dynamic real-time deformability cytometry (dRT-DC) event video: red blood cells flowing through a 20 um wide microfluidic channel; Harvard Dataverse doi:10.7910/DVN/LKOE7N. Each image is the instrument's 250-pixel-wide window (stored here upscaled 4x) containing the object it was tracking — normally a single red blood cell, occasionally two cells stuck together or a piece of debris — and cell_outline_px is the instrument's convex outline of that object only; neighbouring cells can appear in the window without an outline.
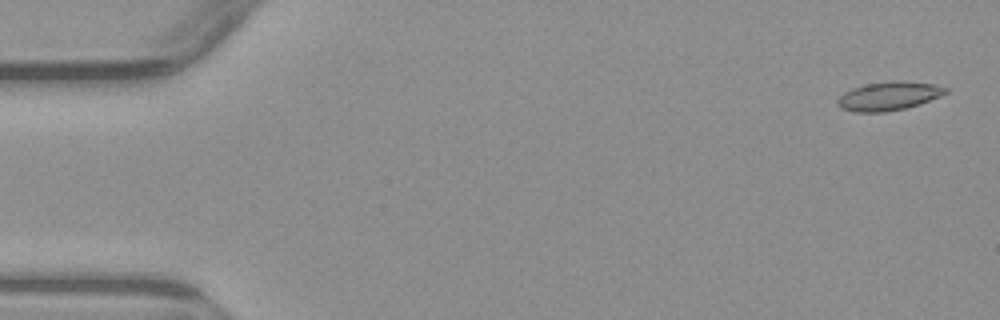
{"species": "common noctule bat (a hibernating species)", "species_latin": "Nyctalus noctula", "temperature_condition": "warm", "stored_images_in_passage": 4, "camera_frame_rate_fps": 3000, "um_per_image_px": 0.085, "animal": {"sex": "male", "body_mass_g": 23.1, "forearm_length_mm": 52.7}, "frame": {"image": 1, "passage_image": 1, "time_ms": 0.0, "image_size_px": [1000, 320], "cell_outline_px": [[948, 92], [940, 96], [920, 104], [904, 108], [884, 112], [856, 112], [840, 108], [836, 104], [836, 100], [844, 92], [852, 88], [868, 84], [896, 80], [936, 84], [948, 88]], "centroid_in_image_um": [75.54, 8.16], "position_along_channel_um": 9.5, "area_um2": 18.03}}
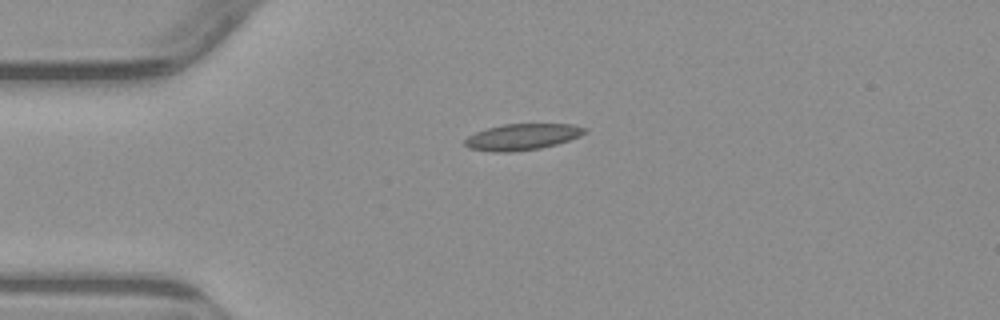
{"frame": {"image": 2, "passage_image": 4, "time_ms": 3.667, "image_size_px": [1000, 320], "cell_outline_px": [[588, 132], [580, 136], [556, 144], [540, 148], [512, 152], [492, 152], [468, 148], [464, 144], [464, 140], [468, 136], [476, 132], [488, 128], [504, 124], [572, 124], [588, 128]], "centroid_in_image_um": [44.4, 11.63], "position_along_channel_um": 40.6, "area_um2": 18.38}}